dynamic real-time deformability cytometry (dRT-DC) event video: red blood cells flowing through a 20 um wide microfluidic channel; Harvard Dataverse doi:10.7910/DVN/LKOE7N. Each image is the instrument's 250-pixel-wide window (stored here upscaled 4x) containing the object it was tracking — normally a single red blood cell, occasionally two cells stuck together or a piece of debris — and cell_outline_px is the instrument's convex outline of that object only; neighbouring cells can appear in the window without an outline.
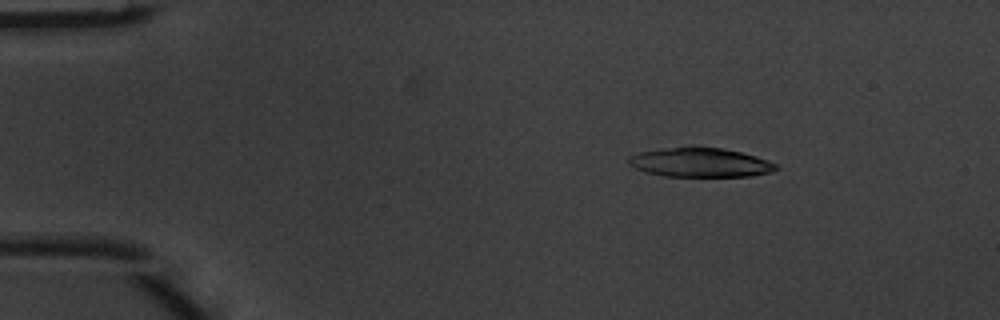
{"species": "common noctule bat (a hibernating species)", "species_latin": "Nyctalus noctula", "temperature_condition": "warm", "stored_images_in_passage": 5, "camera_frame_rate_fps": 3000, "um_per_image_px": 0.085, "animal": {"sex": "male", "body_mass_g": 20.1, "forearm_length_mm": 53.5}, "frame": {"image": 1, "passage_image": 3, "time_ms": 0.667, "image_size_px": [1000, 320], "cell_outline_px": [[776, 168], [772, 172], [748, 176], [664, 176], [644, 172], [628, 164], [628, 156], [640, 152], [692, 144], [724, 148], [756, 156], [768, 160], [776, 164]], "centroid_in_image_um": [59.48, 13.78], "position_along_channel_um": 25.5, "area_um2": 25.55}}